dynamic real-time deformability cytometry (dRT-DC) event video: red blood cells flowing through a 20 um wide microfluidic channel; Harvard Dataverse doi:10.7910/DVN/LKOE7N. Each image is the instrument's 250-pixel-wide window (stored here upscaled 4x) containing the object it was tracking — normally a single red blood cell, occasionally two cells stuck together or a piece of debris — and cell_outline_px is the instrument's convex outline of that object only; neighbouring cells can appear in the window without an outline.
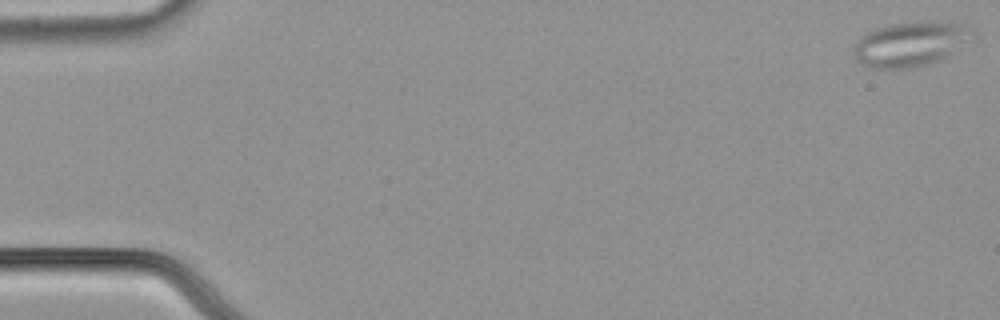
{"species": "common noctule bat (a hibernating species)", "species_latin": "Nyctalus noctula", "temperature_condition": "cold", "stored_images_in_passage": 15, "camera_frame_rate_fps": 3000, "um_per_image_px": 0.085, "animal": {"sex": "male", "body_mass_g": 21.5, "forearm_length_mm": 52.0}, "frame": {"image": 1, "passage_image": 1, "time_ms": 0.0, "image_size_px": [1000, 320], "cell_outline_px": [[972, 32], [940, 60], [928, 64], [912, 68], [868, 68], [860, 64], [856, 60], [852, 52], [852, 48], [856, 40], [864, 32], [876, 28], [892, 24], [916, 20], [968, 24]], "centroid_in_image_um": [77.21, 3.73], "position_along_channel_um": 7.8, "area_um2": 30.63}}